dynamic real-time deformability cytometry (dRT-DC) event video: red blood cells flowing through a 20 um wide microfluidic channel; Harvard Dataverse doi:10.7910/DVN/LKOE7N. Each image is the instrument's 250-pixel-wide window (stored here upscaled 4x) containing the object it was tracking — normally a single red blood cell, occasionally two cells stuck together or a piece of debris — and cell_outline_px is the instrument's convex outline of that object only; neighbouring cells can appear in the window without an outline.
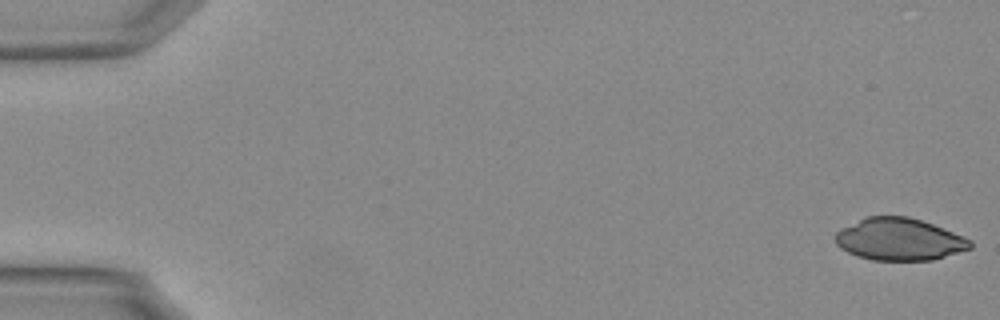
{"species": "Egyptian fruit bat (a non-hibernating species)", "species_latin": "Rousettus aegyptiacus", "temperature_condition": "warm", "stored_images_in_passage": 55, "camera_frame_rate_fps": 3000, "um_per_image_px": 0.085, "animal": {"sex": "female"}, "frame": {"image": 1, "passage_image": 1, "time_ms": 0.0, "image_size_px": [1000, 320], "cell_outline_px": [[972, 248], [932, 260], [872, 260], [856, 256], [840, 248], [836, 244], [836, 232], [840, 228], [868, 216], [908, 216], [932, 224], [972, 240]], "centroid_in_image_um": [76.42, 20.34], "position_along_channel_um": 8.6, "area_um2": 33.0}}
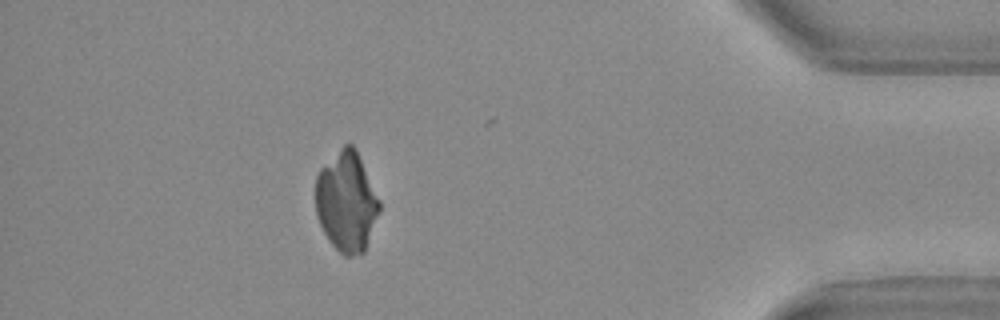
{"frame": {"image": 2, "passage_image": 49, "time_ms": 16.0, "image_size_px": [1000, 320], "cell_outline_px": [[380, 212], [364, 252], [352, 256], [344, 256], [328, 240], [316, 216], [316, 176], [320, 168], [344, 144], [352, 144], [356, 148], [380, 200]], "centroid_in_image_um": [29.46, 17.14], "position_along_channel_um": 405.7, "area_um2": 37.34}}